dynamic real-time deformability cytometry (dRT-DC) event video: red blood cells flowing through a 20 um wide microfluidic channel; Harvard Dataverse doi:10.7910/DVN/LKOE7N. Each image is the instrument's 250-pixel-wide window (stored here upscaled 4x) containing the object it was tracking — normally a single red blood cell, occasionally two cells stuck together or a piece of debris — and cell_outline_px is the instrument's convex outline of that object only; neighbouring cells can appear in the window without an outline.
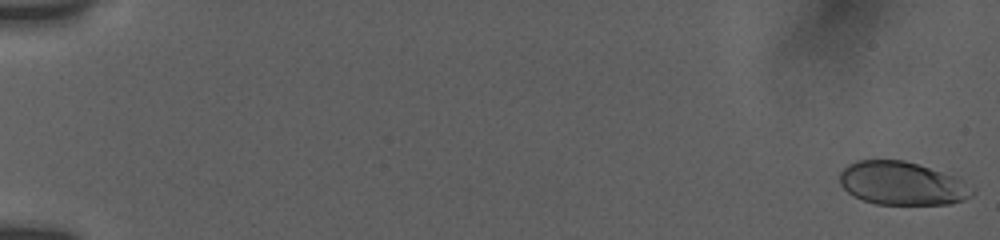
{"species": "human", "species_latin": "Homo sapiens", "temperature_condition": "room temperature", "stored_images_in_passage": 89, "camera_frame_rate_fps": 3000, "um_per_image_px": 0.085, "donor": {"sex": "female"}, "frame": {"image": 1, "passage_image": 1, "time_ms": 0.0, "image_size_px": [1000, 240], "cell_outline_px": [[976, 192], [972, 196], [964, 200], [952, 204], [876, 204], [864, 200], [848, 192], [840, 184], [840, 172], [848, 164], [856, 160], [904, 160], [960, 176], [976, 188]], "centroid_in_image_um": [76.78, 15.58], "position_along_channel_um": 8.2, "area_um2": 34.04}}
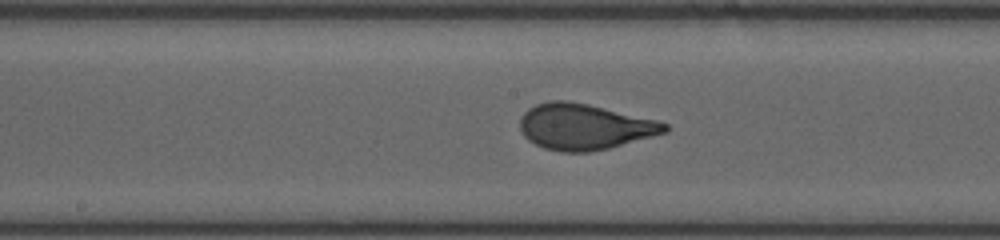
{"frame": {"image": 2, "passage_image": 55, "time_ms": 10.0, "image_size_px": [1000, 240], "cell_outline_px": [[668, 132], [608, 148], [588, 152], [560, 152], [544, 148], [528, 140], [524, 136], [520, 128], [520, 116], [528, 108], [536, 104], [548, 100], [568, 100], [588, 104], [656, 120], [668, 124]], "centroid_in_image_um": [49.64, 10.77], "position_along_channel_um": 198.6, "area_um2": 38.67}}
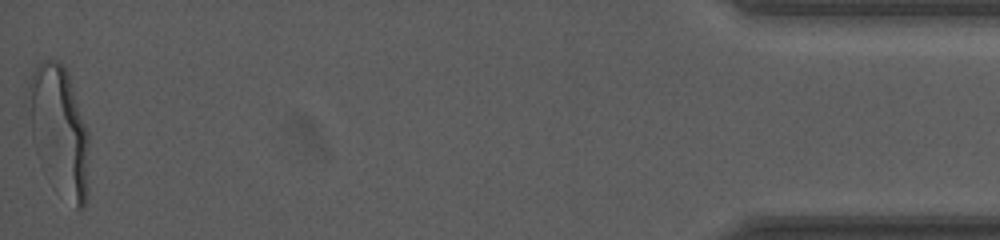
{"frame": {"image": 3, "passage_image": 89, "time_ms": 18.333, "image_size_px": [1000, 240], "cell_outline_px": [[88, 196], [84, 208], [76, 208], [32, 140], [24, 96], [32, 72], [40, 60], [60, 60], [68, 72], [88, 132]], "centroid_in_image_um": [5.03, 10.85], "position_along_channel_um": 430.2, "area_um2": 44.1}, "authors_computed_cell_mechanics": {"area_um2": 37.5122, "velocity_mm_per_s": 3.7814, "shape_relaxation_time_tau1_ms": 3.8438, "shape_relaxation_time_tau2_ms": null, "deformation_change_tau1": 0.2071, "deformation_change_tau2": null}}